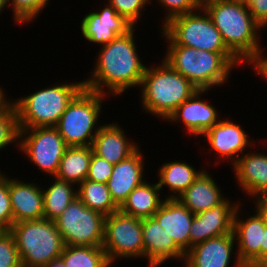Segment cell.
I'll list each match as a JSON object with an SVG mask.
<instances>
[{
  "label": "cell",
  "mask_w": 267,
  "mask_h": 267,
  "mask_svg": "<svg viewBox=\"0 0 267 267\" xmlns=\"http://www.w3.org/2000/svg\"><path fill=\"white\" fill-rule=\"evenodd\" d=\"M136 28L98 47L96 61L88 73L90 76L83 79L85 88L111 98H119L131 88L137 87L139 90L147 62H143L139 55L141 51L136 42Z\"/></svg>",
  "instance_id": "1"
},
{
  "label": "cell",
  "mask_w": 267,
  "mask_h": 267,
  "mask_svg": "<svg viewBox=\"0 0 267 267\" xmlns=\"http://www.w3.org/2000/svg\"><path fill=\"white\" fill-rule=\"evenodd\" d=\"M202 7L210 15L227 49L244 66L265 47L260 40L264 38V29L239 0H205Z\"/></svg>",
  "instance_id": "2"
},
{
  "label": "cell",
  "mask_w": 267,
  "mask_h": 267,
  "mask_svg": "<svg viewBox=\"0 0 267 267\" xmlns=\"http://www.w3.org/2000/svg\"><path fill=\"white\" fill-rule=\"evenodd\" d=\"M160 61L156 65H147L139 87L142 88L139 101L144 113L156 116L165 123L176 108L199 88L165 61Z\"/></svg>",
  "instance_id": "3"
},
{
  "label": "cell",
  "mask_w": 267,
  "mask_h": 267,
  "mask_svg": "<svg viewBox=\"0 0 267 267\" xmlns=\"http://www.w3.org/2000/svg\"><path fill=\"white\" fill-rule=\"evenodd\" d=\"M58 83V84H57ZM84 81L56 82L14 99L20 128L55 127Z\"/></svg>",
  "instance_id": "4"
},
{
  "label": "cell",
  "mask_w": 267,
  "mask_h": 267,
  "mask_svg": "<svg viewBox=\"0 0 267 267\" xmlns=\"http://www.w3.org/2000/svg\"><path fill=\"white\" fill-rule=\"evenodd\" d=\"M108 98L83 87L71 100L55 126L68 147L92 146L94 137L104 123L100 116L104 101Z\"/></svg>",
  "instance_id": "5"
},
{
  "label": "cell",
  "mask_w": 267,
  "mask_h": 267,
  "mask_svg": "<svg viewBox=\"0 0 267 267\" xmlns=\"http://www.w3.org/2000/svg\"><path fill=\"white\" fill-rule=\"evenodd\" d=\"M9 231L24 266L45 267L60 258L65 246L55 222L45 218L13 223Z\"/></svg>",
  "instance_id": "6"
},
{
  "label": "cell",
  "mask_w": 267,
  "mask_h": 267,
  "mask_svg": "<svg viewBox=\"0 0 267 267\" xmlns=\"http://www.w3.org/2000/svg\"><path fill=\"white\" fill-rule=\"evenodd\" d=\"M167 45H183L209 52H230L210 15L201 6L198 10L171 19L159 29Z\"/></svg>",
  "instance_id": "7"
},
{
  "label": "cell",
  "mask_w": 267,
  "mask_h": 267,
  "mask_svg": "<svg viewBox=\"0 0 267 267\" xmlns=\"http://www.w3.org/2000/svg\"><path fill=\"white\" fill-rule=\"evenodd\" d=\"M105 218L103 214L86 207L76 197L54 222L64 245L102 246Z\"/></svg>",
  "instance_id": "8"
},
{
  "label": "cell",
  "mask_w": 267,
  "mask_h": 267,
  "mask_svg": "<svg viewBox=\"0 0 267 267\" xmlns=\"http://www.w3.org/2000/svg\"><path fill=\"white\" fill-rule=\"evenodd\" d=\"M102 247L112 265L123 259H144L142 220L119 210L106 216Z\"/></svg>",
  "instance_id": "9"
},
{
  "label": "cell",
  "mask_w": 267,
  "mask_h": 267,
  "mask_svg": "<svg viewBox=\"0 0 267 267\" xmlns=\"http://www.w3.org/2000/svg\"><path fill=\"white\" fill-rule=\"evenodd\" d=\"M19 152L44 176L55 177L68 148L55 127L20 128Z\"/></svg>",
  "instance_id": "10"
},
{
  "label": "cell",
  "mask_w": 267,
  "mask_h": 267,
  "mask_svg": "<svg viewBox=\"0 0 267 267\" xmlns=\"http://www.w3.org/2000/svg\"><path fill=\"white\" fill-rule=\"evenodd\" d=\"M239 123L224 116L201 136L203 142H207L210 153L213 152L212 155L215 156L216 160L214 159L215 162H213L215 165L224 163V160L233 165L243 153L259 142L255 141L254 137L250 139L243 125Z\"/></svg>",
  "instance_id": "11"
},
{
  "label": "cell",
  "mask_w": 267,
  "mask_h": 267,
  "mask_svg": "<svg viewBox=\"0 0 267 267\" xmlns=\"http://www.w3.org/2000/svg\"><path fill=\"white\" fill-rule=\"evenodd\" d=\"M208 92L209 89H199L196 91L189 99L176 108L166 120V123L183 125L182 129L186 131L185 134H187L188 138L194 136V138H197L196 141L199 140L198 138L222 119L219 108L217 110V107L213 103L211 104V101L209 103L208 99L203 97Z\"/></svg>",
  "instance_id": "12"
},
{
  "label": "cell",
  "mask_w": 267,
  "mask_h": 267,
  "mask_svg": "<svg viewBox=\"0 0 267 267\" xmlns=\"http://www.w3.org/2000/svg\"><path fill=\"white\" fill-rule=\"evenodd\" d=\"M243 203L244 201L235 210L233 233L240 261L245 267H254L261 265V244L266 225L254 209L246 213L247 208H243Z\"/></svg>",
  "instance_id": "13"
},
{
  "label": "cell",
  "mask_w": 267,
  "mask_h": 267,
  "mask_svg": "<svg viewBox=\"0 0 267 267\" xmlns=\"http://www.w3.org/2000/svg\"><path fill=\"white\" fill-rule=\"evenodd\" d=\"M100 4L103 7L100 5L95 11L84 14L80 22V31L85 42L95 44V47L110 43L117 36L125 35L134 27L106 1Z\"/></svg>",
  "instance_id": "14"
},
{
  "label": "cell",
  "mask_w": 267,
  "mask_h": 267,
  "mask_svg": "<svg viewBox=\"0 0 267 267\" xmlns=\"http://www.w3.org/2000/svg\"><path fill=\"white\" fill-rule=\"evenodd\" d=\"M244 65L231 52L197 50L194 57L192 83L199 89L223 87L232 76V70ZM236 67V68H235ZM231 75V76H230Z\"/></svg>",
  "instance_id": "15"
},
{
  "label": "cell",
  "mask_w": 267,
  "mask_h": 267,
  "mask_svg": "<svg viewBox=\"0 0 267 267\" xmlns=\"http://www.w3.org/2000/svg\"><path fill=\"white\" fill-rule=\"evenodd\" d=\"M183 267L245 266L238 257L236 240L234 233L232 232L222 236L210 238L204 242L192 246L191 249L185 254Z\"/></svg>",
  "instance_id": "16"
},
{
  "label": "cell",
  "mask_w": 267,
  "mask_h": 267,
  "mask_svg": "<svg viewBox=\"0 0 267 267\" xmlns=\"http://www.w3.org/2000/svg\"><path fill=\"white\" fill-rule=\"evenodd\" d=\"M265 140L267 141V139L262 140L264 141L263 145L267 146ZM257 146L256 143V148L253 146L255 151L250 148L231 166L237 187H240L245 198L248 197L249 201L267 194V153L263 148V152L256 150L258 149Z\"/></svg>",
  "instance_id": "17"
},
{
  "label": "cell",
  "mask_w": 267,
  "mask_h": 267,
  "mask_svg": "<svg viewBox=\"0 0 267 267\" xmlns=\"http://www.w3.org/2000/svg\"><path fill=\"white\" fill-rule=\"evenodd\" d=\"M227 197L221 204L194 215L190 227V249L192 246L210 238L233 232V218L241 200Z\"/></svg>",
  "instance_id": "18"
},
{
  "label": "cell",
  "mask_w": 267,
  "mask_h": 267,
  "mask_svg": "<svg viewBox=\"0 0 267 267\" xmlns=\"http://www.w3.org/2000/svg\"><path fill=\"white\" fill-rule=\"evenodd\" d=\"M142 237L148 267H162L163 263L171 260H178L182 265L185 253L153 217L142 219Z\"/></svg>",
  "instance_id": "19"
},
{
  "label": "cell",
  "mask_w": 267,
  "mask_h": 267,
  "mask_svg": "<svg viewBox=\"0 0 267 267\" xmlns=\"http://www.w3.org/2000/svg\"><path fill=\"white\" fill-rule=\"evenodd\" d=\"M141 146L128 158L113 166L111 177L107 182L114 203L120 207L129 193L141 185L146 178V159Z\"/></svg>",
  "instance_id": "20"
},
{
  "label": "cell",
  "mask_w": 267,
  "mask_h": 267,
  "mask_svg": "<svg viewBox=\"0 0 267 267\" xmlns=\"http://www.w3.org/2000/svg\"><path fill=\"white\" fill-rule=\"evenodd\" d=\"M9 176V195L13 223L44 218L42 181L32 182ZM35 181V182H33Z\"/></svg>",
  "instance_id": "21"
},
{
  "label": "cell",
  "mask_w": 267,
  "mask_h": 267,
  "mask_svg": "<svg viewBox=\"0 0 267 267\" xmlns=\"http://www.w3.org/2000/svg\"><path fill=\"white\" fill-rule=\"evenodd\" d=\"M103 123L93 139V152L106 159L109 163L115 165L132 155L138 148L139 144L129 136L117 121ZM138 144V145H137Z\"/></svg>",
  "instance_id": "22"
},
{
  "label": "cell",
  "mask_w": 267,
  "mask_h": 267,
  "mask_svg": "<svg viewBox=\"0 0 267 267\" xmlns=\"http://www.w3.org/2000/svg\"><path fill=\"white\" fill-rule=\"evenodd\" d=\"M152 217L185 254L190 250V227L194 214L177 198H166Z\"/></svg>",
  "instance_id": "23"
},
{
  "label": "cell",
  "mask_w": 267,
  "mask_h": 267,
  "mask_svg": "<svg viewBox=\"0 0 267 267\" xmlns=\"http://www.w3.org/2000/svg\"><path fill=\"white\" fill-rule=\"evenodd\" d=\"M213 174L205 169L177 199L194 215L221 204L227 197Z\"/></svg>",
  "instance_id": "24"
},
{
  "label": "cell",
  "mask_w": 267,
  "mask_h": 267,
  "mask_svg": "<svg viewBox=\"0 0 267 267\" xmlns=\"http://www.w3.org/2000/svg\"><path fill=\"white\" fill-rule=\"evenodd\" d=\"M162 163L157 170L156 176L158 177V186L162 194H165L162 190L164 187L168 190V195L166 193L164 198L176 199L181 195L206 169L201 167V169L194 168L192 163H187L184 160H174Z\"/></svg>",
  "instance_id": "25"
},
{
  "label": "cell",
  "mask_w": 267,
  "mask_h": 267,
  "mask_svg": "<svg viewBox=\"0 0 267 267\" xmlns=\"http://www.w3.org/2000/svg\"><path fill=\"white\" fill-rule=\"evenodd\" d=\"M161 193L157 180L151 183L147 178L129 193L119 211L141 220L152 217L166 199Z\"/></svg>",
  "instance_id": "26"
},
{
  "label": "cell",
  "mask_w": 267,
  "mask_h": 267,
  "mask_svg": "<svg viewBox=\"0 0 267 267\" xmlns=\"http://www.w3.org/2000/svg\"><path fill=\"white\" fill-rule=\"evenodd\" d=\"M92 146L68 147L59 164L55 178L78 186L87 179L92 158Z\"/></svg>",
  "instance_id": "27"
},
{
  "label": "cell",
  "mask_w": 267,
  "mask_h": 267,
  "mask_svg": "<svg viewBox=\"0 0 267 267\" xmlns=\"http://www.w3.org/2000/svg\"><path fill=\"white\" fill-rule=\"evenodd\" d=\"M53 181L43 185L44 218L54 221L77 197V187L67 181L52 177Z\"/></svg>",
  "instance_id": "28"
},
{
  "label": "cell",
  "mask_w": 267,
  "mask_h": 267,
  "mask_svg": "<svg viewBox=\"0 0 267 267\" xmlns=\"http://www.w3.org/2000/svg\"><path fill=\"white\" fill-rule=\"evenodd\" d=\"M77 197L91 210L108 216L119 210L114 203L107 184L84 180L77 187Z\"/></svg>",
  "instance_id": "29"
},
{
  "label": "cell",
  "mask_w": 267,
  "mask_h": 267,
  "mask_svg": "<svg viewBox=\"0 0 267 267\" xmlns=\"http://www.w3.org/2000/svg\"><path fill=\"white\" fill-rule=\"evenodd\" d=\"M60 258L66 267H112L102 246L65 245Z\"/></svg>",
  "instance_id": "30"
},
{
  "label": "cell",
  "mask_w": 267,
  "mask_h": 267,
  "mask_svg": "<svg viewBox=\"0 0 267 267\" xmlns=\"http://www.w3.org/2000/svg\"><path fill=\"white\" fill-rule=\"evenodd\" d=\"M166 48L162 60L192 82L194 57H196L197 49L183 45H167Z\"/></svg>",
  "instance_id": "31"
},
{
  "label": "cell",
  "mask_w": 267,
  "mask_h": 267,
  "mask_svg": "<svg viewBox=\"0 0 267 267\" xmlns=\"http://www.w3.org/2000/svg\"><path fill=\"white\" fill-rule=\"evenodd\" d=\"M51 0H6V7L12 11V19L17 26L31 24L47 8Z\"/></svg>",
  "instance_id": "32"
},
{
  "label": "cell",
  "mask_w": 267,
  "mask_h": 267,
  "mask_svg": "<svg viewBox=\"0 0 267 267\" xmlns=\"http://www.w3.org/2000/svg\"><path fill=\"white\" fill-rule=\"evenodd\" d=\"M20 130L18 112L13 104L7 111L0 114V152L12 145H14L13 148L16 147L19 150Z\"/></svg>",
  "instance_id": "33"
},
{
  "label": "cell",
  "mask_w": 267,
  "mask_h": 267,
  "mask_svg": "<svg viewBox=\"0 0 267 267\" xmlns=\"http://www.w3.org/2000/svg\"><path fill=\"white\" fill-rule=\"evenodd\" d=\"M106 2L134 27L142 21V16L147 10L146 6L150 4V0H106Z\"/></svg>",
  "instance_id": "34"
},
{
  "label": "cell",
  "mask_w": 267,
  "mask_h": 267,
  "mask_svg": "<svg viewBox=\"0 0 267 267\" xmlns=\"http://www.w3.org/2000/svg\"><path fill=\"white\" fill-rule=\"evenodd\" d=\"M157 3L159 7L165 9L160 29L174 17L194 12L202 6L200 0H150V4ZM161 6H160V5Z\"/></svg>",
  "instance_id": "35"
},
{
  "label": "cell",
  "mask_w": 267,
  "mask_h": 267,
  "mask_svg": "<svg viewBox=\"0 0 267 267\" xmlns=\"http://www.w3.org/2000/svg\"><path fill=\"white\" fill-rule=\"evenodd\" d=\"M13 225V211L9 195V176L0 170V231L10 230Z\"/></svg>",
  "instance_id": "36"
},
{
  "label": "cell",
  "mask_w": 267,
  "mask_h": 267,
  "mask_svg": "<svg viewBox=\"0 0 267 267\" xmlns=\"http://www.w3.org/2000/svg\"><path fill=\"white\" fill-rule=\"evenodd\" d=\"M0 267H21V261L12 233L0 231Z\"/></svg>",
  "instance_id": "37"
},
{
  "label": "cell",
  "mask_w": 267,
  "mask_h": 267,
  "mask_svg": "<svg viewBox=\"0 0 267 267\" xmlns=\"http://www.w3.org/2000/svg\"><path fill=\"white\" fill-rule=\"evenodd\" d=\"M113 164L106 159L92 153L87 180L107 184L111 177Z\"/></svg>",
  "instance_id": "38"
},
{
  "label": "cell",
  "mask_w": 267,
  "mask_h": 267,
  "mask_svg": "<svg viewBox=\"0 0 267 267\" xmlns=\"http://www.w3.org/2000/svg\"><path fill=\"white\" fill-rule=\"evenodd\" d=\"M246 6L255 21L264 29H267V0H239Z\"/></svg>",
  "instance_id": "39"
},
{
  "label": "cell",
  "mask_w": 267,
  "mask_h": 267,
  "mask_svg": "<svg viewBox=\"0 0 267 267\" xmlns=\"http://www.w3.org/2000/svg\"><path fill=\"white\" fill-rule=\"evenodd\" d=\"M253 69L254 74L267 82V50L264 47L247 65Z\"/></svg>",
  "instance_id": "40"
},
{
  "label": "cell",
  "mask_w": 267,
  "mask_h": 267,
  "mask_svg": "<svg viewBox=\"0 0 267 267\" xmlns=\"http://www.w3.org/2000/svg\"><path fill=\"white\" fill-rule=\"evenodd\" d=\"M254 209L263 219L264 224L267 226V194L255 197L252 199Z\"/></svg>",
  "instance_id": "41"
},
{
  "label": "cell",
  "mask_w": 267,
  "mask_h": 267,
  "mask_svg": "<svg viewBox=\"0 0 267 267\" xmlns=\"http://www.w3.org/2000/svg\"><path fill=\"white\" fill-rule=\"evenodd\" d=\"M7 91L3 89L2 85H0V114L7 111L13 104H14V98L10 95L6 96Z\"/></svg>",
  "instance_id": "42"
},
{
  "label": "cell",
  "mask_w": 267,
  "mask_h": 267,
  "mask_svg": "<svg viewBox=\"0 0 267 267\" xmlns=\"http://www.w3.org/2000/svg\"><path fill=\"white\" fill-rule=\"evenodd\" d=\"M261 265H267V226L263 233V244H261Z\"/></svg>",
  "instance_id": "43"
},
{
  "label": "cell",
  "mask_w": 267,
  "mask_h": 267,
  "mask_svg": "<svg viewBox=\"0 0 267 267\" xmlns=\"http://www.w3.org/2000/svg\"><path fill=\"white\" fill-rule=\"evenodd\" d=\"M45 267H66L61 258L56 259L48 263Z\"/></svg>",
  "instance_id": "44"
},
{
  "label": "cell",
  "mask_w": 267,
  "mask_h": 267,
  "mask_svg": "<svg viewBox=\"0 0 267 267\" xmlns=\"http://www.w3.org/2000/svg\"><path fill=\"white\" fill-rule=\"evenodd\" d=\"M6 8V0H0V15L2 12L4 13Z\"/></svg>",
  "instance_id": "45"
},
{
  "label": "cell",
  "mask_w": 267,
  "mask_h": 267,
  "mask_svg": "<svg viewBox=\"0 0 267 267\" xmlns=\"http://www.w3.org/2000/svg\"><path fill=\"white\" fill-rule=\"evenodd\" d=\"M254 267H267V265H258V266H254Z\"/></svg>",
  "instance_id": "46"
}]
</instances>
